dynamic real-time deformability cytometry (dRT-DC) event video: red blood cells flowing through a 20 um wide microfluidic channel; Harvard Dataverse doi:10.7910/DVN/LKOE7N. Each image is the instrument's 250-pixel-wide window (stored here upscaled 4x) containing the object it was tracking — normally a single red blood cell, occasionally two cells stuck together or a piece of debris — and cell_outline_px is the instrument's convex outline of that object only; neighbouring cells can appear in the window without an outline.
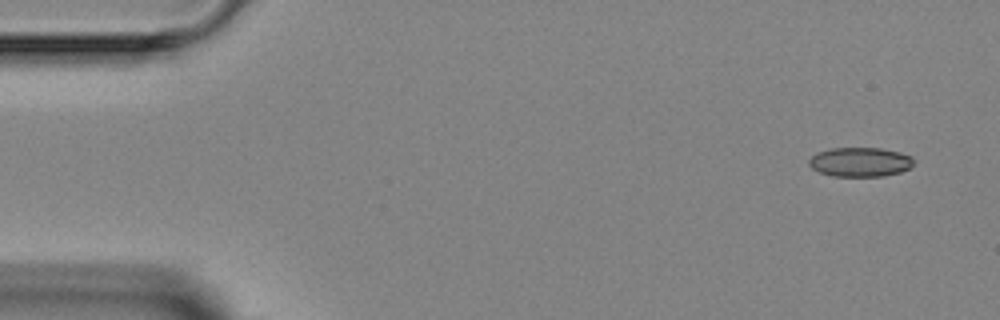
{"species": "Egyptian fruit bat (a non-hibernating species)", "species_latin": "Rousettus aegyptiacus", "temperature_condition": "room temperature", "stored_images_in_passage": 4, "camera_frame_rate_fps": 3000, "um_per_image_px": 0.085, "animal": {"sex": "female"}, "frame": {"image": 1, "passage_image": 1, "time_ms": 0.0, "image_size_px": [1000, 320], "cell_outline_px": [[912, 168], [900, 172], [884, 176], [832, 176], [820, 172], [812, 168], [808, 164], [808, 160], [816, 152], [832, 148], [880, 148], [900, 152], [912, 156]], "centroid_in_image_um": [73.11, 13.77], "position_along_channel_um": 11.9, "area_um2": 17.98}}
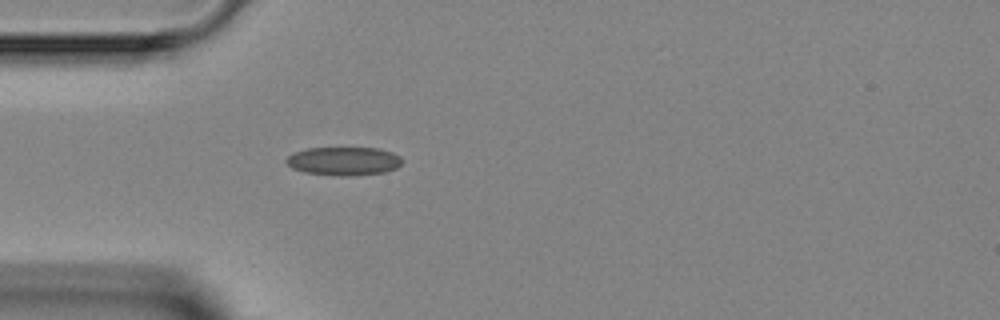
{"frame": {"image": 2, "passage_image": 4, "time_ms": 3.667, "image_size_px": [1000, 320], "cell_outline_px": [[404, 160], [396, 168], [384, 172], [348, 176], [340, 176], [304, 172], [292, 168], [284, 160], [288, 156], [296, 152], [308, 148], [380, 148], [392, 152], [400, 156]], "centroid_in_image_um": [29.24, 13.69], "position_along_channel_um": 55.8, "area_um2": 19.19}}